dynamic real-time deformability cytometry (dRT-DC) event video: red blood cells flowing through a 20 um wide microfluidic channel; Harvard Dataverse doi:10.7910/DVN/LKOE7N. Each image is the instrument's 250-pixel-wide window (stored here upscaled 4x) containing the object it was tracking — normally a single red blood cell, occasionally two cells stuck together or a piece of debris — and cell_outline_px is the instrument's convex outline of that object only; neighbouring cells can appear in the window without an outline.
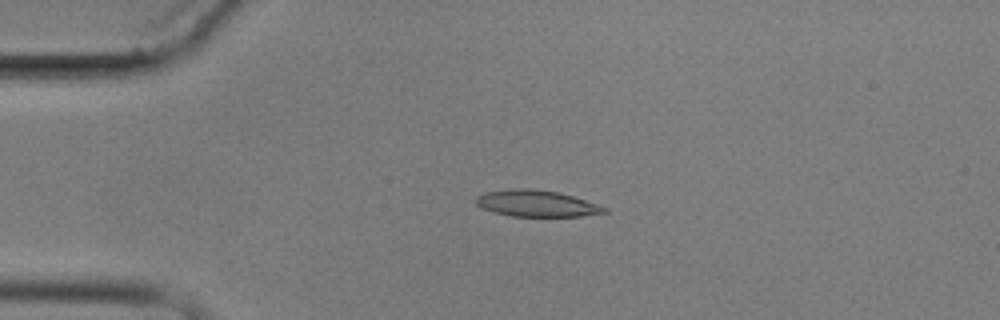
{"species": "common noctule bat (a hibernating species)", "species_latin": "Nyctalus noctula", "temperature_condition": "cold", "stored_images_in_passage": 6, "camera_frame_rate_fps": 3000, "um_per_image_px": 0.085, "animal": {"sex": "male", "body_mass_g": 17.9}, "frame": {"image": 1, "passage_image": 3, "time_ms": 2.0, "image_size_px": [1000, 320], "cell_outline_px": [[608, 212], [580, 216], [512, 216], [480, 208], [476, 204], [476, 196], [484, 192], [512, 188], [532, 188], [556, 192], [572, 196], [608, 208]], "centroid_in_image_um": [45.56, 17.28], "position_along_channel_um": 39.4, "area_um2": 19.65}}
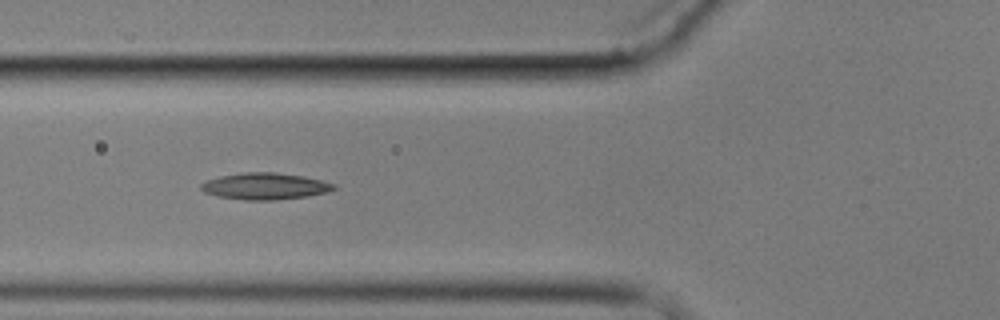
{"frame": {"image": 2, "passage_image": 5, "time_ms": 4.667, "image_size_px": [1000, 320], "cell_outline_px": [[336, 188], [328, 192], [308, 196], [276, 200], [244, 200], [216, 196], [204, 192], [200, 188], [200, 184], [208, 180], [220, 176], [244, 172], [276, 172], [304, 176], [336, 184]], "centroid_in_image_um": [22.53, 15.83], "position_along_channel_um": 103.3, "area_um2": 20.69}}
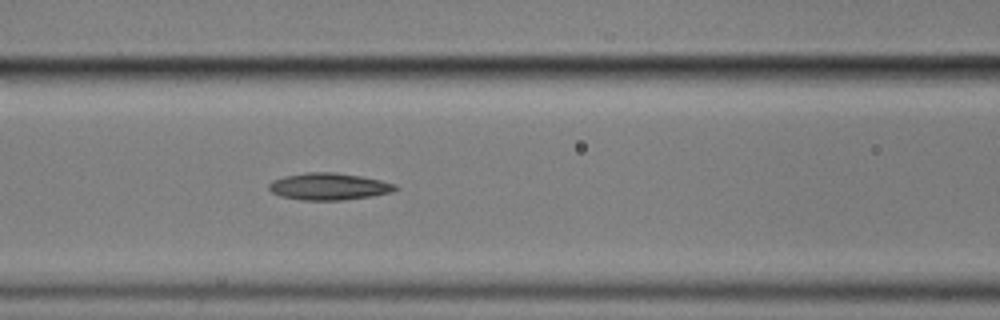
{"frame": {"image": 3, "passage_image": 6, "time_ms": 5.667, "image_size_px": [1000, 320], "cell_outline_px": [[400, 188], [392, 192], [372, 196], [344, 200], [304, 200], [280, 196], [272, 192], [268, 188], [268, 184], [272, 180], [284, 176], [308, 172], [336, 172], [360, 176], [380, 180], [396, 184]], "centroid_in_image_um": [27.96, 15.85], "position_along_channel_um": 138.6, "area_um2": 19.94}}